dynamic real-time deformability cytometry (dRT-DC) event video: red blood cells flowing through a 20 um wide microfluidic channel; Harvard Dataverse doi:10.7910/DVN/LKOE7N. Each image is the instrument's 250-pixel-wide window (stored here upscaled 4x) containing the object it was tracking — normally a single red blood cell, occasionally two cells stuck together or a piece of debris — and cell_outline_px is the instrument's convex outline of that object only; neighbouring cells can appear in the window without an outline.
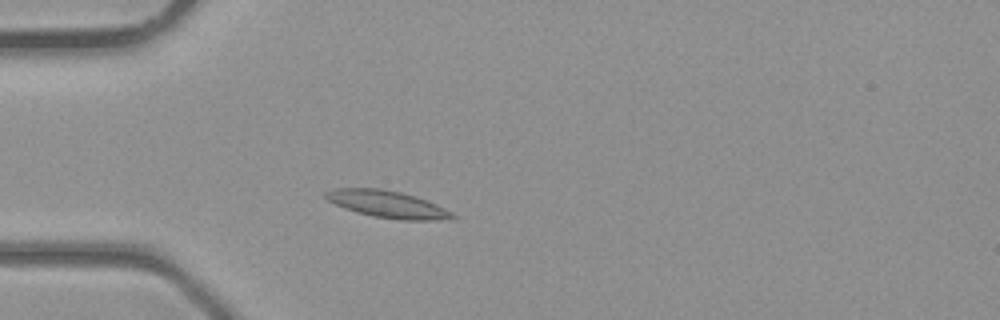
{"species": "common noctule bat (a hibernating species)", "species_latin": "Nyctalus noctula", "temperature_condition": "room temperature", "stored_images_in_passage": 31, "camera_frame_rate_fps": 3000, "um_per_image_px": 0.085, "animal": {"sex": "male", "body_mass_g": 23.1, "forearm_length_mm": 52.7}, "frame": {"image": 1, "passage_image": 3, "time_ms": 0.667, "image_size_px": [1000, 320], "cell_outline_px": [[456, 220], [400, 220], [372, 216], [356, 212], [344, 208], [328, 200], [324, 196], [324, 192], [336, 188], [380, 188], [400, 192], [428, 200], [452, 212], [456, 216]], "centroid_in_image_um": [32.97, 17.37], "position_along_channel_um": 52.0, "area_um2": 20.11}}
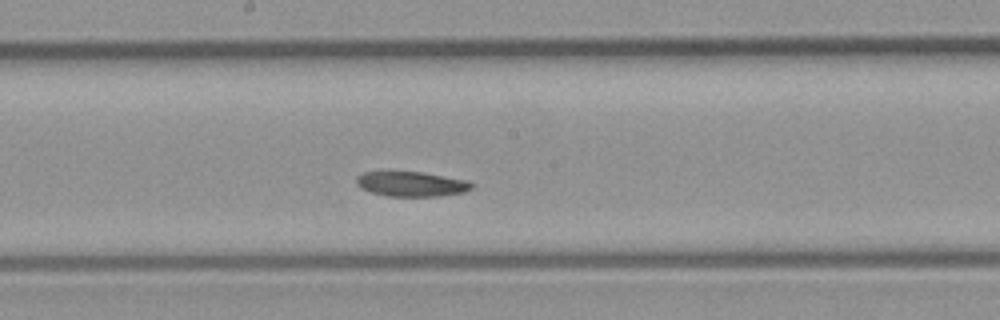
{"frame": {"image": 2, "passage_image": 13, "time_ms": 4.0, "image_size_px": [1000, 320], "cell_outline_px": [[476, 184], [472, 188], [464, 192], [440, 196], [388, 196], [372, 192], [360, 188], [356, 184], [356, 176], [364, 172], [388, 168], [392, 168], [420, 172], [468, 180]], "centroid_in_image_um": [34.91, 15.59], "position_along_channel_um": 213.3, "area_um2": 17.57}}
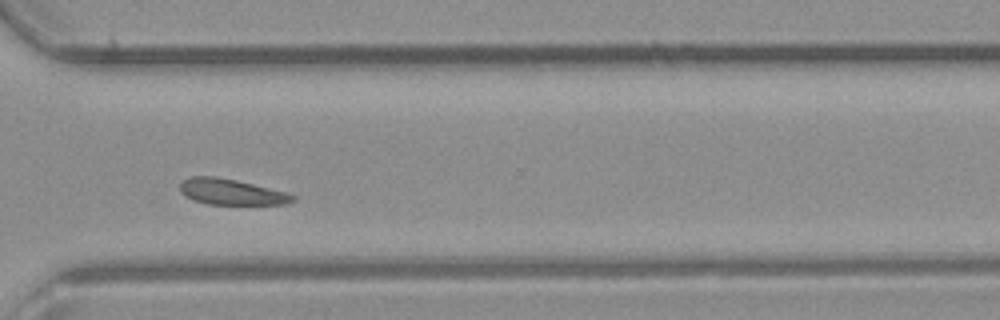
{"frame": {"image": 3, "passage_image": 21, "time_ms": 6.667, "image_size_px": [1000, 320], "cell_outline_px": [[296, 200], [284, 204], [208, 204], [192, 200], [184, 196], [180, 192], [180, 180], [188, 176], [216, 176], [236, 180], [288, 192], [296, 196]], "centroid_in_image_um": [19.62, 16.3], "position_along_channel_um": 351.0, "area_um2": 17.22}}